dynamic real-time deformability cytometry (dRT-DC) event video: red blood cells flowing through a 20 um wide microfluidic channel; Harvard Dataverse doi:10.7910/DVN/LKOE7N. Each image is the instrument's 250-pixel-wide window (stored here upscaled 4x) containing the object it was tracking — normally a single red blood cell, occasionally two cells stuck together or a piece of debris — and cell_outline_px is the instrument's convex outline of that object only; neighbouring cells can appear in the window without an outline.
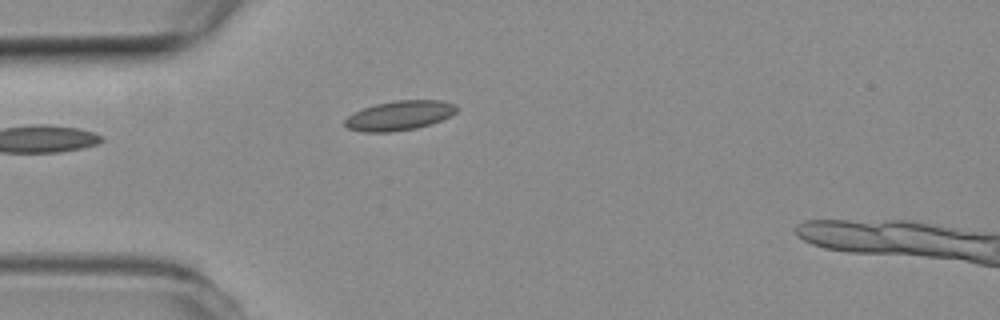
{"species": "common noctule bat (a hibernating species)", "species_latin": "Nyctalus noctula", "temperature_condition": "room temperature", "stored_images_in_passage": 5, "camera_frame_rate_fps": 3000, "um_per_image_px": 0.085, "animal": {"sex": "female", "body_mass_g": 19.3, "forearm_length_mm": 54.1}, "frame": {"image": 1, "passage_image": 4, "time_ms": 1.0, "image_size_px": [1000, 320], "cell_outline_px": [[460, 108], [456, 112], [440, 120], [416, 128], [388, 132], [364, 132], [348, 128], [344, 124], [344, 120], [352, 112], [376, 104], [396, 100], [440, 100], [456, 104]], "centroid_in_image_um": [33.94, 9.81], "position_along_channel_um": 51.1, "area_um2": 19.13}}